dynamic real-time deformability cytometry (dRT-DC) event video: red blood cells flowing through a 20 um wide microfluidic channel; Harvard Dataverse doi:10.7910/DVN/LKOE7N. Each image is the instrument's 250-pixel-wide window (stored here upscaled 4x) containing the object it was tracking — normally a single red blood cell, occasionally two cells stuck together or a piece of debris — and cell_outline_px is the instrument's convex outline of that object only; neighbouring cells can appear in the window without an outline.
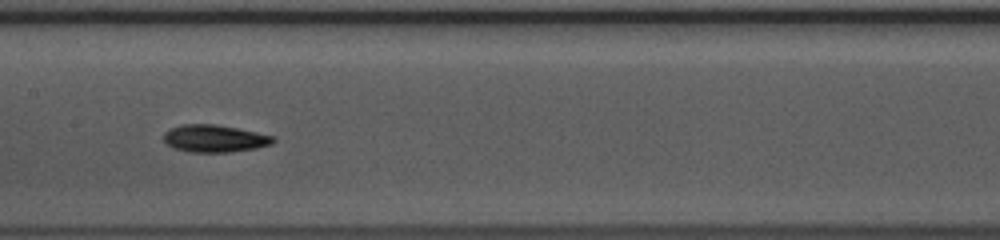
{"species": "common noctule bat (a hibernating species)", "species_latin": "Nyctalus noctula", "temperature_condition": "warm", "stored_images_in_passage": 35, "camera_frame_rate_fps": 3000, "um_per_image_px": 0.085, "animal": {"sex": "female", "body_mass_g": 10.0, "forearm_length_mm": 53.1}, "frame": {"image": 1, "passage_image": 11, "time_ms": 3.333, "image_size_px": [1000, 240], "cell_outline_px": [[276, 140], [272, 144], [256, 148], [228, 152], [188, 152], [172, 148], [164, 140], [164, 132], [180, 124], [216, 124], [276, 136]], "centroid_in_image_um": [18.25, 11.77], "position_along_channel_um": 189.2, "area_um2": 17.51}}
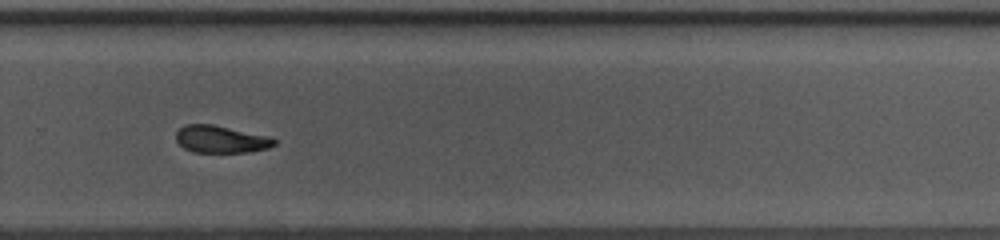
{"frame": {"image": 2, "passage_image": 20, "time_ms": 6.333, "image_size_px": [1000, 240], "cell_outline_px": [[276, 144], [268, 148], [248, 152], [192, 152], [184, 148], [176, 140], [176, 132], [184, 124], [212, 124], [268, 136], [276, 140]], "centroid_in_image_um": [18.75, 11.83], "position_along_channel_um": 311.0, "area_um2": 15.55}}
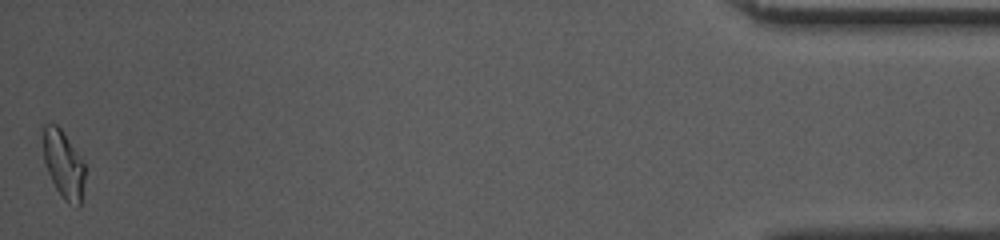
{"frame": {"image": 3, "passage_image": 35, "time_ms": 11.333, "image_size_px": [1000, 240], "cell_outline_px": [[84, 180], [80, 208], [76, 208], [68, 204], [64, 200], [56, 188], [48, 172], [44, 160], [40, 124], [56, 124], [60, 128], [84, 164]], "centroid_in_image_um": [5.35, 13.97], "position_along_channel_um": 429.8, "area_um2": 16.59}, "authors_computed_cell_mechanics": {"area_um2": 16.7042, "velocity_mm_per_s": 4.0817, "shape_relaxation_time_tau1_ms": 3.3073, "shape_relaxation_time_tau2_ms": 4.7551, "deformation_change_tau1": 0.136, "deformation_change_tau2": 0.1105}}